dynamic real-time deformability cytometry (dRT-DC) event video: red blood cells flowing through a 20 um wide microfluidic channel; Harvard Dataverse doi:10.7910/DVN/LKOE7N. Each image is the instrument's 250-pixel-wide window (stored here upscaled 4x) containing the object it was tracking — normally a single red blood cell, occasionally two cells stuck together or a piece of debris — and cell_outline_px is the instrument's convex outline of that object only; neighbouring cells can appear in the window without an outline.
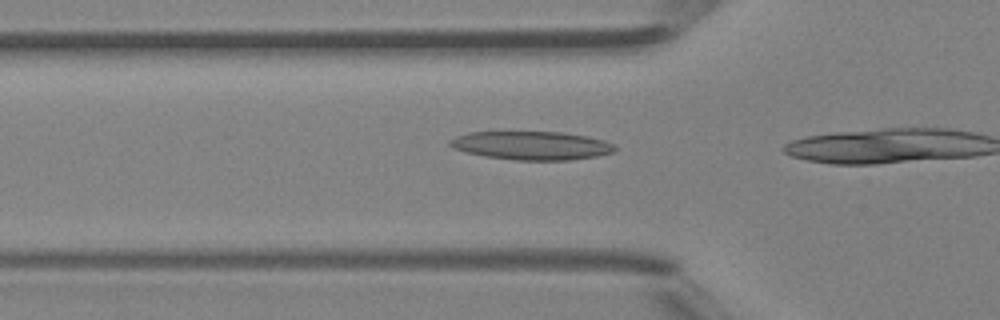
{"species": "Egyptian fruit bat (a non-hibernating species)", "species_latin": "Rousettus aegyptiacus", "temperature_condition": "room temperature", "stored_images_in_passage": 9, "camera_frame_rate_fps": 3000, "um_per_image_px": 0.085, "animal": {"sex": "female"}, "frame": {"image": 1, "passage_image": 7, "time_ms": 2.0, "image_size_px": [1000, 320], "cell_outline_px": [[616, 148], [612, 152], [596, 156], [568, 160], [516, 160], [484, 156], [468, 152], [456, 148], [448, 144], [448, 140], [456, 136], [468, 132], [564, 132], [588, 136], [604, 140], [616, 144]], "centroid_in_image_um": [45.21, 12.36], "position_along_channel_um": 80.6, "area_um2": 27.34}}